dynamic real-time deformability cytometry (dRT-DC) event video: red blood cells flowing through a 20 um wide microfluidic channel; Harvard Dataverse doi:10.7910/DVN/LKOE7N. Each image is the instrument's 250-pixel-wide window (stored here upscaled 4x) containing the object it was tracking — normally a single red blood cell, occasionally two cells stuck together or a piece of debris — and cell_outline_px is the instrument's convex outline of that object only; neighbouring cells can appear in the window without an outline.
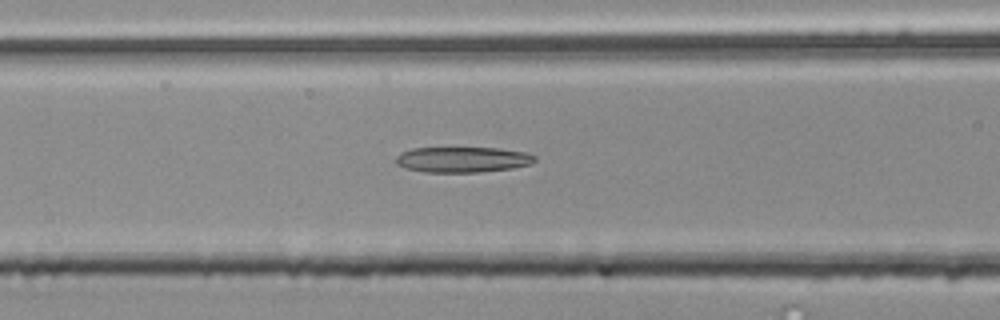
{"species": "common noctule bat (a hibernating species)", "species_latin": "Nyctalus noctula", "temperature_condition": "room temperature", "stored_images_in_passage": 43, "camera_frame_rate_fps": 3000, "um_per_image_px": 0.085, "animal": {"sex": "male", "body_mass_g": 20.4}, "frame": {"image": 1, "passage_image": 11, "time_ms": 3.333, "image_size_px": [1000, 320], "cell_outline_px": [[536, 160], [532, 164], [512, 168], [480, 172], [424, 172], [404, 168], [396, 164], [396, 156], [400, 152], [412, 148], [500, 148], [524, 152], [536, 156]], "centroid_in_image_um": [39.3, 13.56], "position_along_channel_um": 127.3, "area_um2": 20.81}}
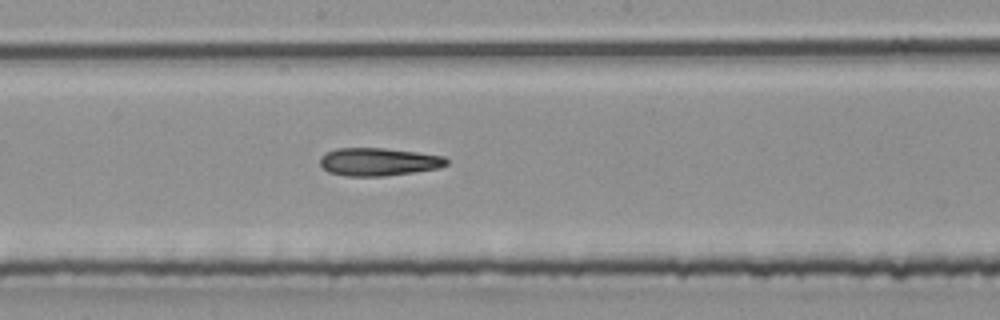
{"frame": {"image": 2, "passage_image": 18, "time_ms": 5.667, "image_size_px": [1000, 320], "cell_outline_px": [[448, 164], [440, 168], [384, 176], [344, 176], [328, 172], [320, 164], [320, 156], [336, 148], [384, 148], [416, 152], [444, 156], [448, 160]], "centroid_in_image_um": [32.17, 13.75], "position_along_channel_um": 216.0, "area_um2": 20.58}}
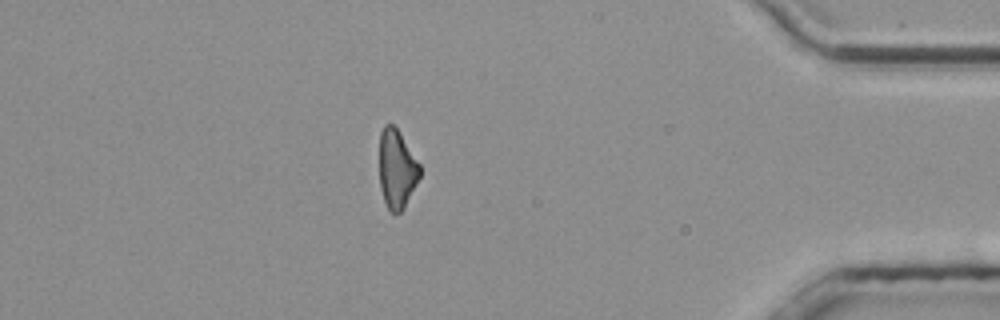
{"frame": {"image": 3, "passage_image": 36, "time_ms": 11.667, "image_size_px": [1000, 320], "cell_outline_px": [[420, 176], [404, 208], [400, 212], [392, 212], [388, 208], [384, 200], [380, 188], [380, 132], [384, 124], [392, 124], [396, 128], [420, 164]], "centroid_in_image_um": [33.72, 14.36], "position_along_channel_um": 401.5, "area_um2": 18.26}, "authors_computed_cell_mechanics": {"area_um2": 20.4612, "velocity_mm_per_s": 3.7927, "shape_relaxation_time_tau1_ms": null, "shape_relaxation_time_tau2_ms": 3.6804, "deformation_change_tau1": null, "deformation_change_tau2": 0.1438}}